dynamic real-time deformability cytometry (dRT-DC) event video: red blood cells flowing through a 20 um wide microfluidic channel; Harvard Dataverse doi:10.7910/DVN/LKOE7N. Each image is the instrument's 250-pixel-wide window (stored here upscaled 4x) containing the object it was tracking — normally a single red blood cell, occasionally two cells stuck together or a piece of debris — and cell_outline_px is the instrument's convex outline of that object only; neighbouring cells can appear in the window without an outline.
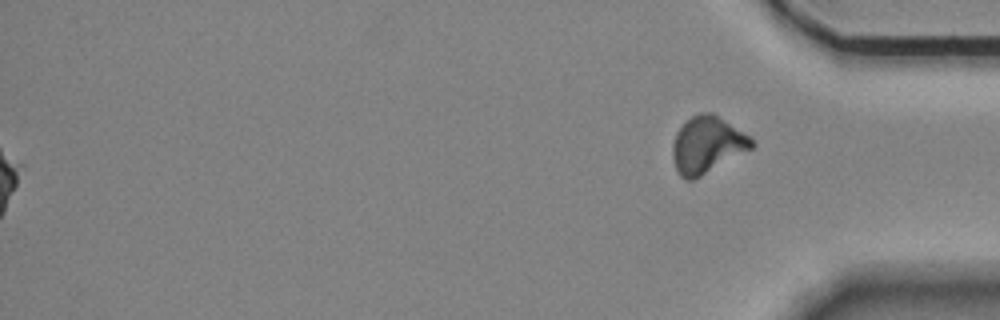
{"species": "Egyptian fruit bat (a non-hibernating species)", "species_latin": "Rousettus aegyptiacus", "temperature_condition": "room temperature", "stored_images_in_passage": 58, "segment_of_instrument_passage": [2, 2], "camera_frame_rate_fps": 3000, "um_per_image_px": 0.085, "animal": {"sex": "female"}, "frame": {"image": 1, "passage_image": 58, "time_ms": 19.0, "image_size_px": [1000, 320], "cell_outline_px": [[756, 144], [752, 148], [700, 176], [692, 180], [688, 180], [680, 176], [676, 168], [672, 156], [672, 144], [676, 132], [692, 116], [700, 112], [712, 112], [748, 136]], "centroid_in_image_um": [60.07, 12.31], "position_along_channel_um": 375.1, "area_um2": 25.55}}